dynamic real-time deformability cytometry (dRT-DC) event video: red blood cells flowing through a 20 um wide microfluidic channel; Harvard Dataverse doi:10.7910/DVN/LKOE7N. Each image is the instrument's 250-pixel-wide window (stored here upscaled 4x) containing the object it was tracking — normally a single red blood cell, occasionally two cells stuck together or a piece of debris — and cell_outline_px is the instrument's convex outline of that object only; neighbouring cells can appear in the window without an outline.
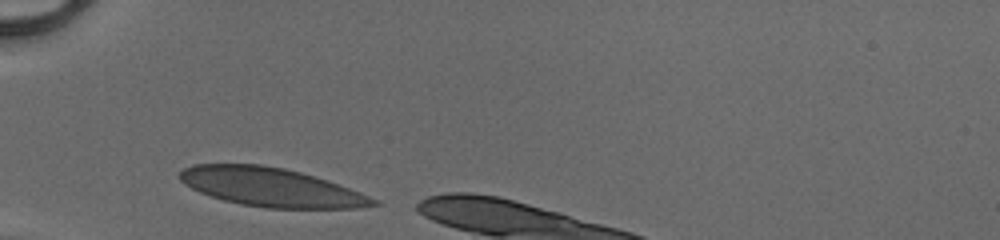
{"species": "human", "species_latin": "Homo sapiens", "temperature_condition": "cold", "stored_images_in_passage": 26, "camera_frame_rate_fps": 3000, "um_per_image_px": 0.085, "donor": {"sex": "male"}, "frame": {"image": 1, "passage_image": 1, "time_ms": 0.0, "image_size_px": [1000, 240], "cell_outline_px": [[384, 204], [356, 208], [268, 208], [240, 204], [224, 200], [200, 192], [184, 184], [180, 180], [180, 172], [184, 168], [192, 164], [264, 164], [284, 168], [300, 172], [328, 180], [380, 200]], "centroid_in_image_um": [23.07, 15.91], "position_along_channel_um": 61.9, "area_um2": 43.64}}
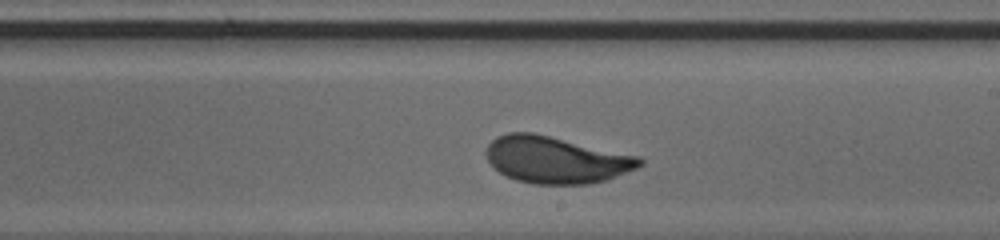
{"frame": {"image": 2, "passage_image": 15, "time_ms": 4.667, "image_size_px": [1000, 240], "cell_outline_px": [[644, 164], [636, 168], [608, 180], [588, 184], [532, 184], [516, 180], [500, 172], [488, 160], [488, 144], [496, 136], [508, 132], [532, 132], [640, 156], [644, 160]], "centroid_in_image_um": [47.31, 13.58], "position_along_channel_um": 241.7, "area_um2": 41.79}}
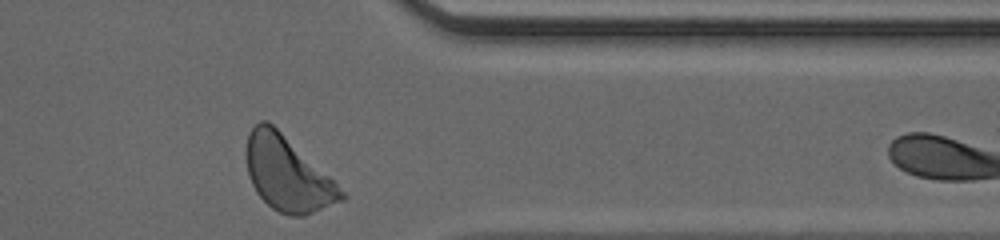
{"frame": {"image": 3, "passage_image": 26, "time_ms": 8.333, "image_size_px": [1000, 240], "cell_outline_px": [[348, 196], [344, 200], [304, 216], [288, 216], [272, 208], [256, 192], [248, 176], [244, 156], [244, 148], [248, 132], [260, 120], [268, 120], [328, 176]], "centroid_in_image_um": [24.37, 14.77], "position_along_channel_um": 387.0, "area_um2": 40.92}, "authors_computed_cell_mechanics": {"area_um2": 41.8183, "velocity_mm_per_s": 4.0872, "shape_relaxation_time_tau1_ms": 2.6903, "shape_relaxation_time_tau2_ms": null, "deformation_change_tau1": 0.1469, "deformation_change_tau2": null}}